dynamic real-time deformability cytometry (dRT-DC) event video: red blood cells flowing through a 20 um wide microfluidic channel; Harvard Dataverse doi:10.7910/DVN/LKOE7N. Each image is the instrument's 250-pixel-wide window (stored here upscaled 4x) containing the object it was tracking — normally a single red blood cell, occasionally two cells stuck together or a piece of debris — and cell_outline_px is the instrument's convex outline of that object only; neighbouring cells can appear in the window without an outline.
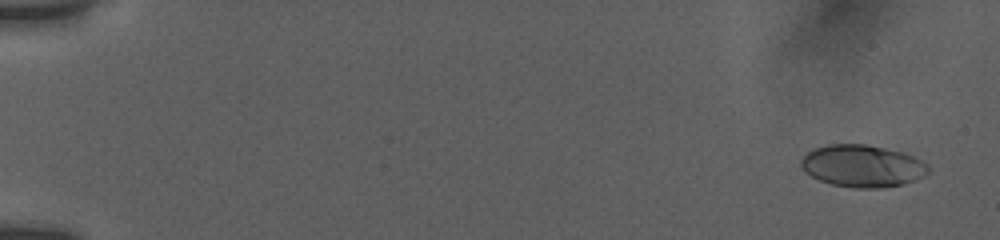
{"species": "human", "species_latin": "Homo sapiens", "temperature_condition": "room temperature", "stored_images_in_passage": 21, "camera_frame_rate_fps": 3000, "um_per_image_px": 0.085, "donor": {"sex": "female"}, "frame": {"image": 1, "passage_image": 2, "time_ms": 0.667, "image_size_px": [1000, 240], "cell_outline_px": [[928, 172], [924, 176], [904, 184], [880, 188], [856, 188], [832, 184], [820, 180], [804, 172], [800, 164], [800, 160], [812, 148], [828, 144], [864, 144], [884, 148], [900, 152], [912, 156], [928, 164]], "centroid_in_image_um": [73.27, 14.11], "position_along_channel_um": 11.7, "area_um2": 31.15}}
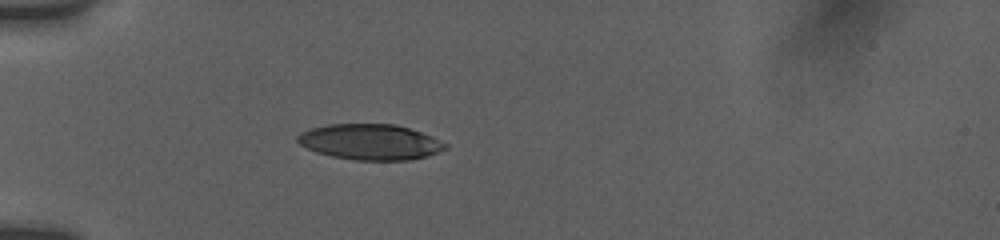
{"frame": {"image": 2, "passage_image": 14, "time_ms": 5.667, "image_size_px": [1000, 240], "cell_outline_px": [[448, 148], [428, 156], [408, 160], [352, 160], [332, 156], [316, 152], [300, 144], [296, 140], [296, 136], [312, 128], [328, 124], [396, 124], [432, 136], [448, 144]], "centroid_in_image_um": [31.49, 12.07], "position_along_channel_um": 53.5, "area_um2": 30.63}}
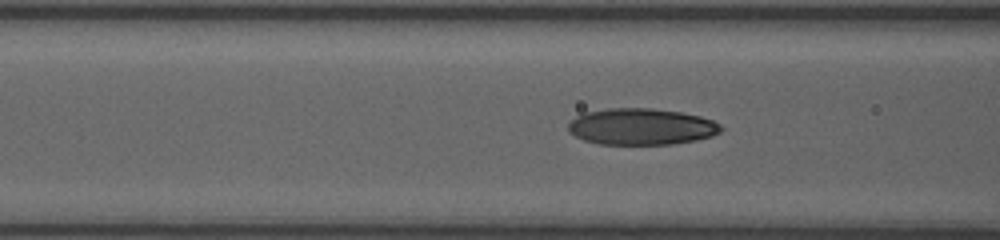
{"frame": {"image": 3, "passage_image": 19, "time_ms": 7.667, "image_size_px": [1000, 240], "cell_outline_px": [[724, 128], [720, 132], [712, 136], [696, 140], [672, 144], [596, 144], [584, 140], [568, 132], [568, 124], [576, 116], [584, 112], [608, 108], [652, 108], [680, 112], [700, 116], [712, 120], [720, 124]], "centroid_in_image_um": [54.51, 10.76], "position_along_channel_um": 112.1, "area_um2": 32.6}}